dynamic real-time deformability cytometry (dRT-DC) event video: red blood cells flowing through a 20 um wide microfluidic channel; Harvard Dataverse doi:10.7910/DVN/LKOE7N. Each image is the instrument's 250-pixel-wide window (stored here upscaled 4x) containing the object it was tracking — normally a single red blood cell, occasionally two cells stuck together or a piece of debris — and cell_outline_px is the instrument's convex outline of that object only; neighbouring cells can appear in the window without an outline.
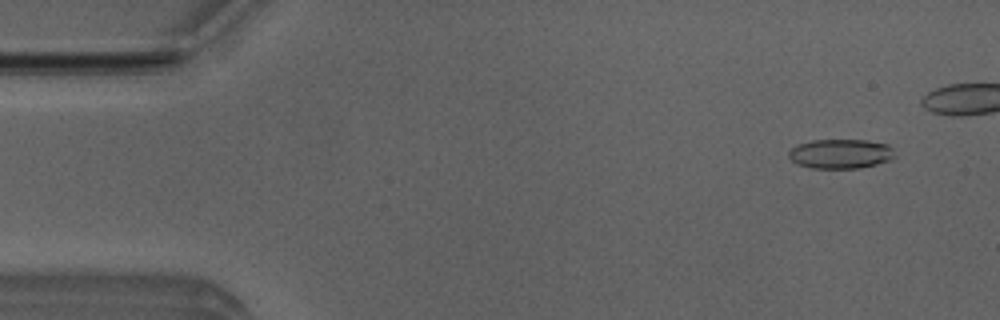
{"species": "Egyptian fruit bat (a non-hibernating species)", "species_latin": "Rousettus aegyptiacus", "temperature_condition": "room temperature", "stored_images_in_passage": 40, "camera_frame_rate_fps": 3000, "um_per_image_px": 0.085, "animal": {"sex": "male"}, "frame": {"image": 1, "passage_image": 1, "time_ms": 0.0, "image_size_px": [1000, 320], "cell_outline_px": [[896, 156], [892, 160], [876, 164], [856, 168], [812, 168], [796, 164], [788, 156], [788, 152], [796, 144], [812, 140], [864, 140], [888, 144], [892, 148]], "centroid_in_image_um": [71.45, 13.07], "position_along_channel_um": 13.6, "area_um2": 18.32}}
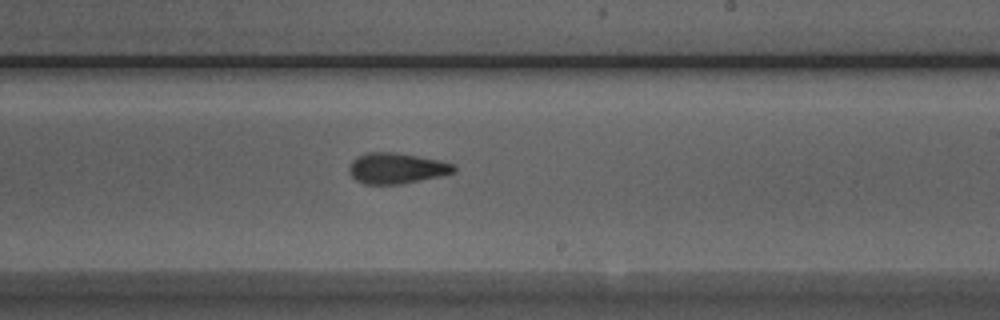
{"frame": {"image": 2, "passage_image": 28, "time_ms": 9.0, "image_size_px": [1000, 320], "cell_outline_px": [[456, 172], [440, 176], [400, 184], [364, 184], [356, 180], [348, 172], [348, 168], [352, 160], [356, 156], [368, 152], [396, 152], [440, 160], [456, 164]], "centroid_in_image_um": [33.71, 14.29], "position_along_channel_um": 255.3, "area_um2": 18.96}}
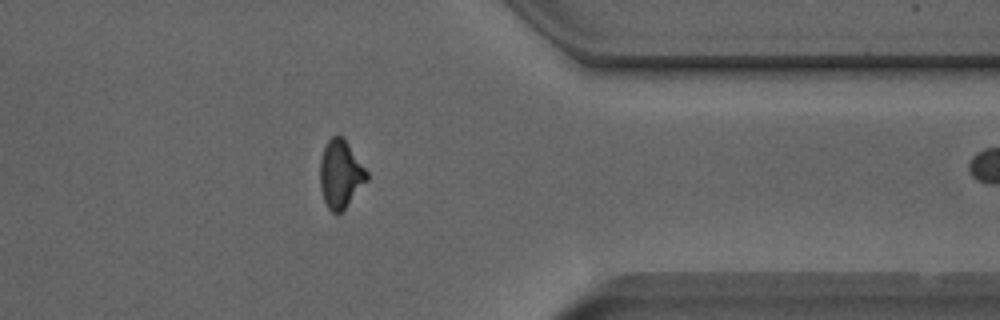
{"frame": {"image": 3, "passage_image": 39, "time_ms": 12.667, "image_size_px": [1000, 320], "cell_outline_px": [[368, 180], [344, 208], [336, 216], [328, 208], [324, 200], [320, 188], [320, 160], [324, 148], [328, 140], [332, 136], [344, 136], [368, 172]], "centroid_in_image_um": [28.94, 14.78], "position_along_channel_um": 382.5, "area_um2": 18.55}}